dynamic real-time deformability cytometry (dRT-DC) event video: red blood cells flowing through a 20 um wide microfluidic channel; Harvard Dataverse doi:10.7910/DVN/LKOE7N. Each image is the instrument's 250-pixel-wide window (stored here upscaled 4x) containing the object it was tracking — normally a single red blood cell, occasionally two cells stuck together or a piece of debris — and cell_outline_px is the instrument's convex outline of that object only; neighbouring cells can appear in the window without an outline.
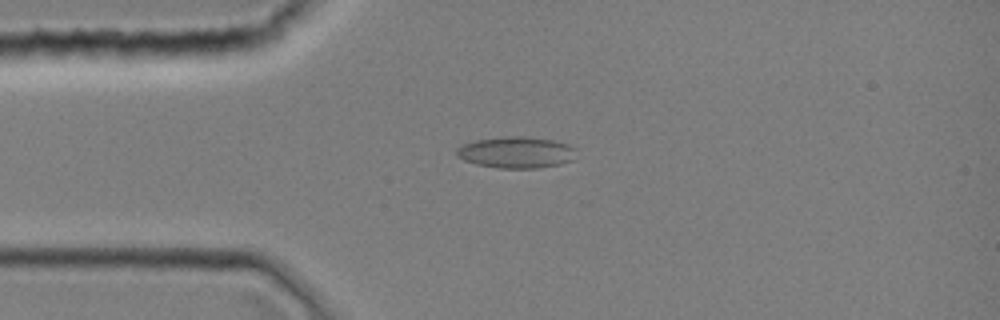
{"species": "common noctule bat (a hibernating species)", "species_latin": "Nyctalus noctula", "temperature_condition": "room temperature", "stored_images_in_passage": 2, "camera_frame_rate_fps": 3000, "um_per_image_px": 0.085, "animal": {"sex": "female", "body_mass_g": 19.0, "forearm_length_mm": 51.5}, "frame": {"image": 1, "passage_image": 1, "time_ms": 0.0, "image_size_px": [1000, 320], "cell_outline_px": [[576, 148], [572, 160], [560, 164], [536, 168], [496, 168], [476, 164], [464, 160], [456, 156], [456, 148], [464, 144], [476, 140], [508, 136], [524, 136], [552, 140], [568, 144]], "centroid_in_image_um": [43.86, 12.95], "position_along_channel_um": 41.1, "area_um2": 21.85}}